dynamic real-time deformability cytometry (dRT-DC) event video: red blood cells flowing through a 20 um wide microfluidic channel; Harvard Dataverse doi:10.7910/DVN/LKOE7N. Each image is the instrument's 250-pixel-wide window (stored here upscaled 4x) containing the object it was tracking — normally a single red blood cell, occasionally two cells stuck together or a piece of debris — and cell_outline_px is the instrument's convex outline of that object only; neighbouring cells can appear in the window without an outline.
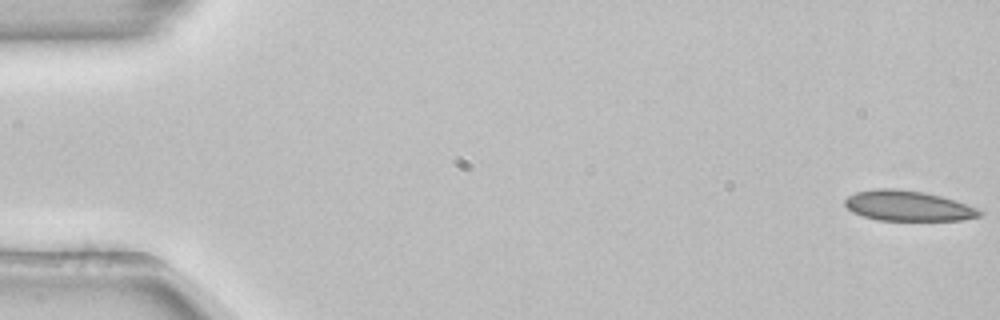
{"species": "common noctule bat (a hibernating species)", "species_latin": "Nyctalus noctula", "temperature_condition": "room temperature", "stored_images_in_passage": 53, "camera_frame_rate_fps": 3000, "um_per_image_px": 0.085, "animal": {"sex": "female", "body_mass_g": 22.7, "forearm_length_mm": 54.2}, "frame": {"image": 1, "passage_image": 1, "time_ms": 0.0, "image_size_px": [1000, 320], "cell_outline_px": [[984, 212], [980, 216], [960, 220], [876, 220], [852, 212], [844, 204], [844, 200], [848, 196], [856, 192], [876, 188], [896, 188], [920, 192], [940, 196], [984, 208]], "centroid_in_image_um": [77.22, 17.5], "position_along_channel_um": 7.8, "area_um2": 23.93}}
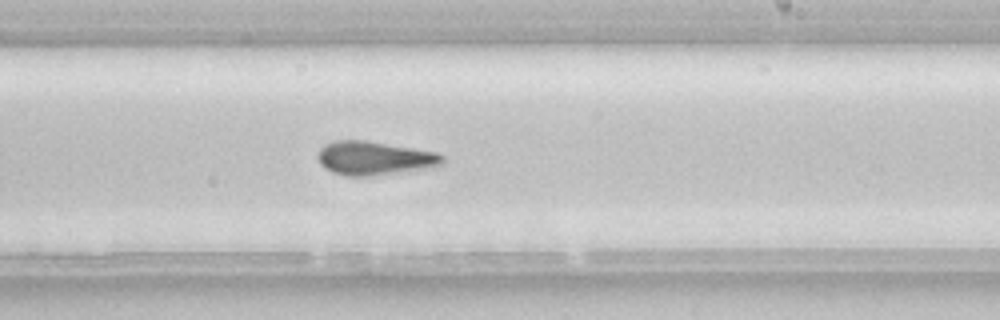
{"frame": {"image": 2, "passage_image": 32, "time_ms": 10.333, "image_size_px": [1000, 320], "cell_outline_px": [[444, 164], [436, 168], [368, 176], [348, 176], [332, 172], [324, 168], [320, 164], [316, 156], [316, 152], [324, 144], [336, 140], [364, 140], [436, 152], [444, 156]], "centroid_in_image_um": [31.83, 13.45], "position_along_channel_um": 257.2, "area_um2": 24.85}}
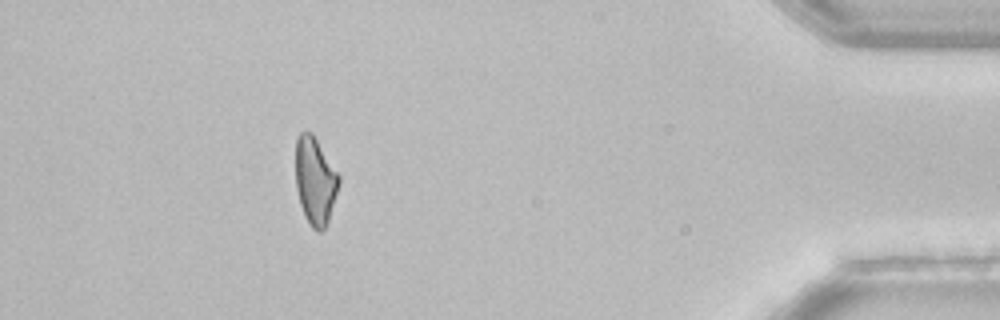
{"frame": {"image": 3, "passage_image": 48, "time_ms": 15.667, "image_size_px": [1000, 320], "cell_outline_px": [[340, 184], [328, 220], [324, 228], [320, 232], [316, 232], [308, 224], [304, 216], [300, 204], [296, 188], [296, 140], [300, 132], [312, 132], [340, 176]], "centroid_in_image_um": [26.78, 15.39], "position_along_channel_um": 408.4, "area_um2": 22.08}, "authors_computed_cell_mechanics": {"area_um2": 23.9292, "velocity_mm_per_s": 3.8762, "shape_relaxation_time_tau1_ms": null, "shape_relaxation_time_tau2_ms": 6.0307, "deformation_change_tau1": null, "deformation_change_tau2": 0.1322}}